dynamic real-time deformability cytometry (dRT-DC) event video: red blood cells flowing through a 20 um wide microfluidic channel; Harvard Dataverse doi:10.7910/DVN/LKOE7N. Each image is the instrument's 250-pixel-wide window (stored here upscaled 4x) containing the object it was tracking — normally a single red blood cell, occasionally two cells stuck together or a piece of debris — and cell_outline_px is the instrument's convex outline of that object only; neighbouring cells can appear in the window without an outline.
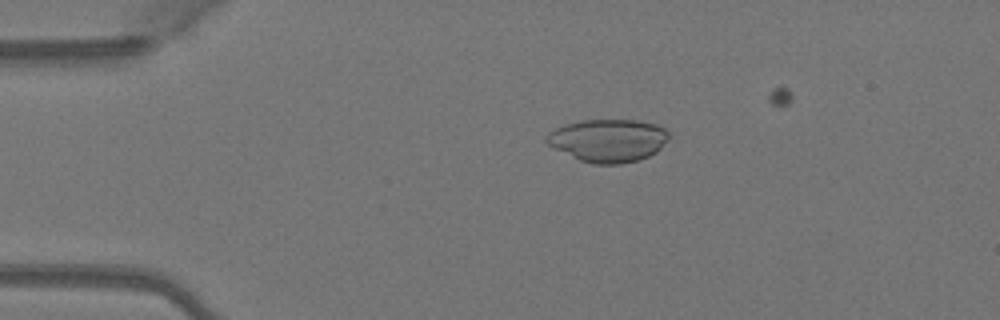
{"species": "Egyptian fruit bat (a non-hibernating species)", "species_latin": "Rousettus aegyptiacus", "temperature_condition": "warm", "stored_images_in_passage": 10, "camera_frame_rate_fps": 3000, "um_per_image_px": 0.085, "animal": {"sex": "female"}, "frame": {"image": 1, "passage_image": 2, "time_ms": 0.333, "image_size_px": [1000, 320], "cell_outline_px": [[668, 136], [660, 148], [656, 152], [648, 156], [636, 160], [620, 164], [592, 164], [580, 160], [548, 144], [544, 140], [544, 136], [548, 132], [564, 124], [580, 120], [636, 120], [656, 124], [664, 128], [668, 132]], "centroid_in_image_um": [51.66, 11.92], "position_along_channel_um": 33.3, "area_um2": 30.35}}